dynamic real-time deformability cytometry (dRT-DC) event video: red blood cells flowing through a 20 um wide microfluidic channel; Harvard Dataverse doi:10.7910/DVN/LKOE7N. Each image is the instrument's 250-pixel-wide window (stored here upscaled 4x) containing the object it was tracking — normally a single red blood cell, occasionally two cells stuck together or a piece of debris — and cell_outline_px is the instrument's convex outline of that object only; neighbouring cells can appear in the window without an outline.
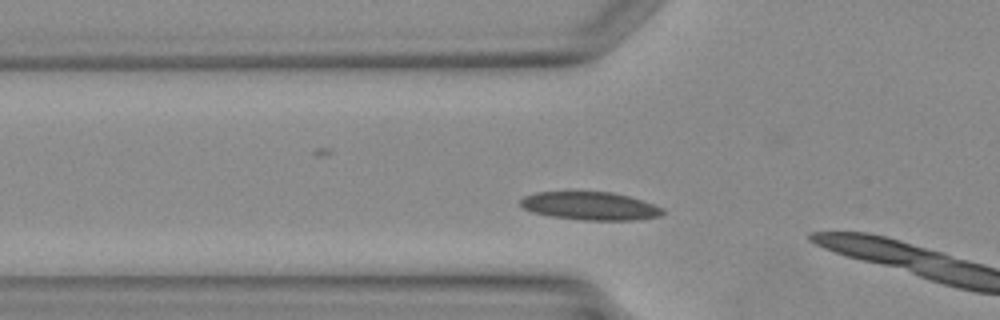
{"species": "Egyptian fruit bat (a non-hibernating species)", "species_latin": "Rousettus aegyptiacus", "temperature_condition": "warm", "stored_images_in_passage": 4, "camera_frame_rate_fps": 3000, "um_per_image_px": 0.085, "animal": {"sex": "female"}, "frame": {"image": 1, "passage_image": 3, "time_ms": 0.667, "image_size_px": [1000, 320], "cell_outline_px": [[664, 212], [660, 216], [636, 220], [584, 220], [548, 216], [532, 212], [524, 208], [520, 204], [520, 200], [524, 196], [536, 192], [612, 192], [628, 196], [664, 208]], "centroid_in_image_um": [50.15, 17.51], "position_along_channel_um": 75.7, "area_um2": 23.24}}